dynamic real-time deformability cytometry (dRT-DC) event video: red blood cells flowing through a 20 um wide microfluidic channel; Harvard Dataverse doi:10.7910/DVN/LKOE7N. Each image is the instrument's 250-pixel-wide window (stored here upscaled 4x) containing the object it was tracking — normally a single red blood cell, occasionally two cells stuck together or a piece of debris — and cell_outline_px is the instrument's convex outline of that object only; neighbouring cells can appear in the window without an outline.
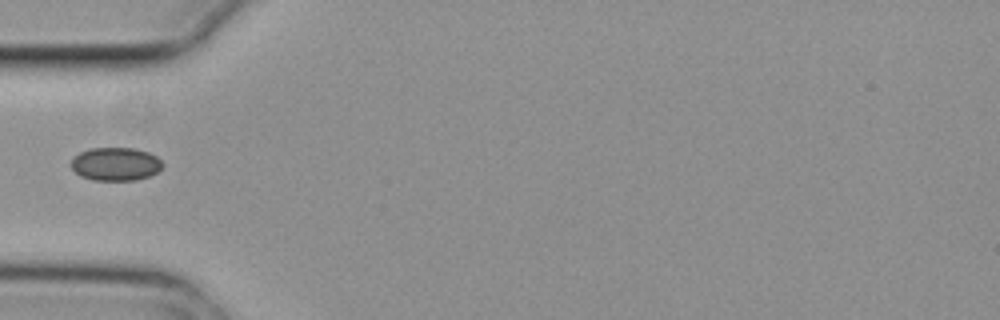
{"species": "common noctule bat (a hibernating species)", "species_latin": "Nyctalus noctula", "temperature_condition": "cold", "stored_images_in_passage": 4, "camera_frame_rate_fps": 3000, "um_per_image_px": 0.085, "animal": {"sex": "female", "body_mass_g": 29.2, "forearm_length_mm": 56.3}, "frame": {"image": 1, "passage_image": 3, "time_ms": 0.667, "image_size_px": [1000, 320], "cell_outline_px": [[164, 164], [156, 172], [148, 176], [136, 180], [92, 180], [80, 176], [72, 168], [72, 160], [80, 152], [92, 148], [136, 148], [148, 152], [156, 156]], "centroid_in_image_um": [9.83, 13.94], "position_along_channel_um": 75.2, "area_um2": 17.57}}
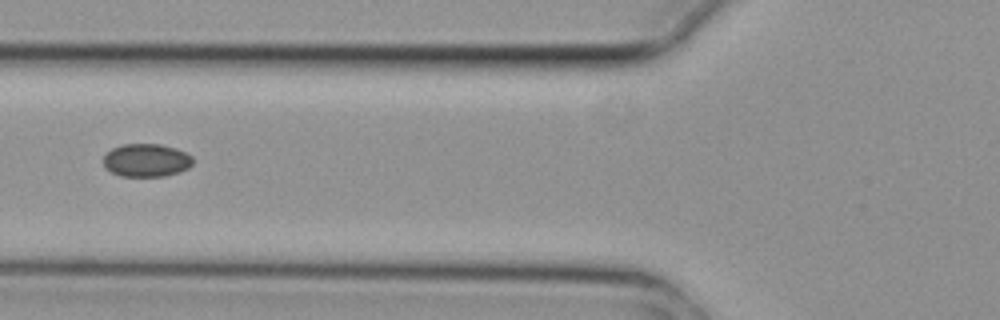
{"frame": {"image": 2, "passage_image": 4, "time_ms": 1.0, "image_size_px": [1000, 320], "cell_outline_px": [[192, 164], [188, 168], [180, 172], [164, 176], [120, 176], [112, 172], [104, 164], [104, 156], [112, 148], [120, 144], [160, 144], [176, 148], [192, 156]], "centroid_in_image_um": [12.45, 13.62], "position_along_channel_um": 113.3, "area_um2": 17.17}}